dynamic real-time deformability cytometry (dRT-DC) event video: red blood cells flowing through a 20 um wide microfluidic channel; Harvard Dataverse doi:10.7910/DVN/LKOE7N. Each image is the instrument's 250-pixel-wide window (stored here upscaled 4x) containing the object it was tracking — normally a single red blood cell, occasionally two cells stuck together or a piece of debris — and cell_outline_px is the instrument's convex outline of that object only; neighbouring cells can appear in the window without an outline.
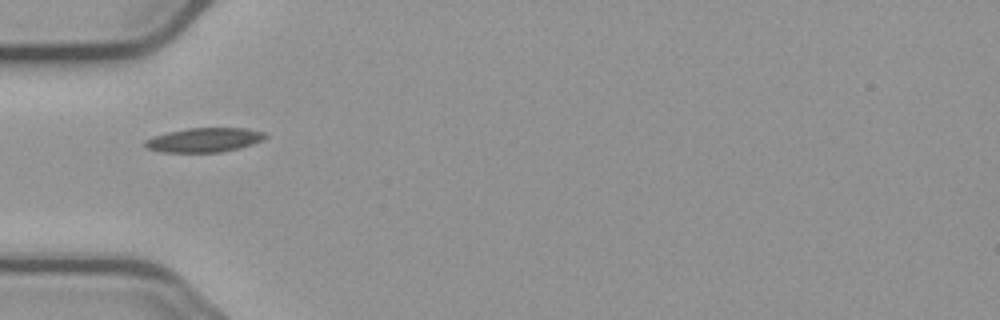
{"species": "common noctule bat (a hibernating species)", "species_latin": "Nyctalus noctula", "temperature_condition": "cold", "stored_images_in_passage": 5, "camera_frame_rate_fps": 3000, "um_per_image_px": 0.085, "animal": {"sex": "male", "body_mass_g": 23.1, "forearm_length_mm": 52.7}, "frame": {"image": 1, "passage_image": 1, "time_ms": 0.0, "image_size_px": [1000, 320], "cell_outline_px": [[268, 136], [264, 140], [240, 148], [220, 152], [164, 152], [148, 148], [144, 144], [144, 140], [168, 132], [188, 128], [248, 128], [264, 132]], "centroid_in_image_um": [17.42, 11.89], "position_along_channel_um": 67.6, "area_um2": 16.94}}
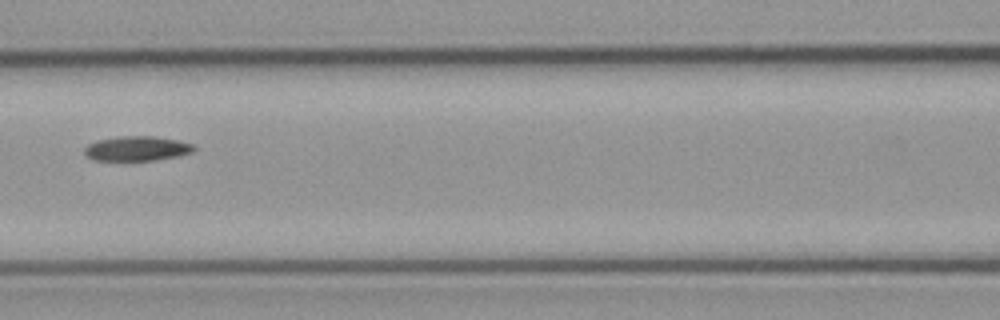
{"frame": {"image": 2, "passage_image": 3, "time_ms": 2.333, "image_size_px": [1000, 320], "cell_outline_px": [[196, 148], [192, 152], [180, 156], [156, 160], [92, 160], [84, 156], [84, 148], [88, 144], [96, 140], [116, 136], [152, 136], [176, 140], [192, 144]], "centroid_in_image_um": [11.59, 12.63], "position_along_channel_um": 155.0, "area_um2": 15.9}}
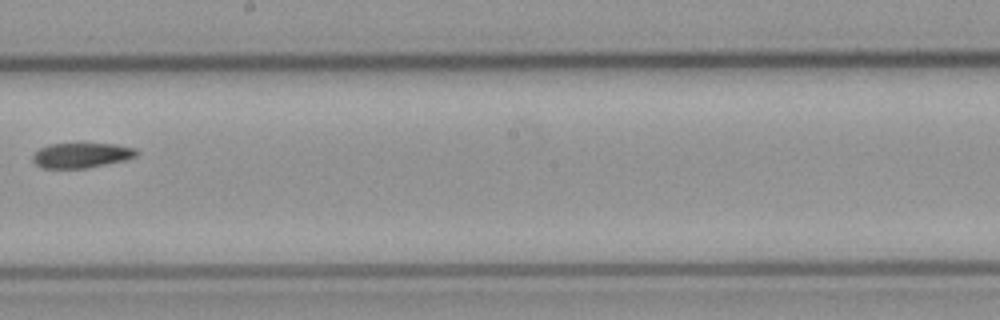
{"frame": {"image": 3, "passage_image": 5, "time_ms": 4.667, "image_size_px": [1000, 320], "cell_outline_px": [[140, 152], [136, 156], [124, 160], [88, 168], [40, 168], [32, 160], [32, 156], [40, 148], [48, 144], [116, 144], [136, 148]], "centroid_in_image_um": [6.93, 13.2], "position_along_channel_um": 241.3, "area_um2": 15.14}}